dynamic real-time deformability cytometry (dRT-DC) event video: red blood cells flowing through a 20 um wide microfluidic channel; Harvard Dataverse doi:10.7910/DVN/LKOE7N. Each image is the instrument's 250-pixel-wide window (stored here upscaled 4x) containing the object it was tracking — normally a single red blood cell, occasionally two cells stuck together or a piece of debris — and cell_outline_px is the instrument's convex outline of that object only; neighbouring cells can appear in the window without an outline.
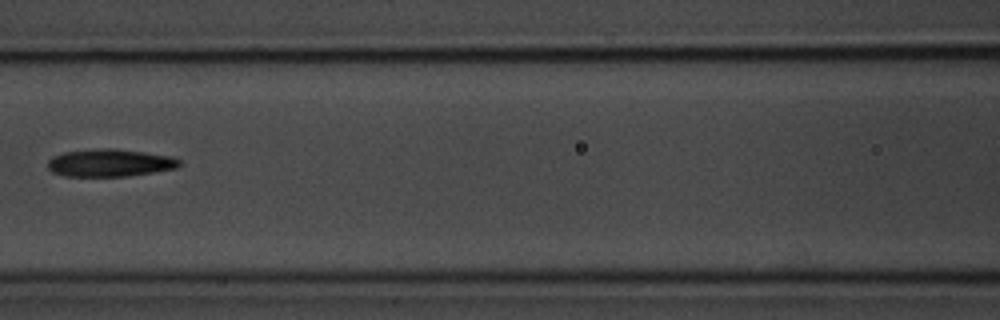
{"species": "common noctule bat (a hibernating species)", "species_latin": "Nyctalus noctula", "temperature_condition": "room temperature", "stored_images_in_passage": 3, "camera_frame_rate_fps": 3000, "um_per_image_px": 0.085, "animal": {"sex": "male", "body_mass_g": 20.1, "forearm_length_mm": 53.5}, "frame": {"image": 1, "passage_image": 3, "time_ms": 2.333, "image_size_px": [1000, 320], "cell_outline_px": [[180, 164], [176, 168], [128, 176], [64, 176], [52, 172], [48, 168], [48, 160], [52, 156], [64, 152], [100, 148], [116, 148], [172, 156], [180, 160]], "centroid_in_image_um": [9.32, 13.83], "position_along_channel_um": 157.3, "area_um2": 21.15}}